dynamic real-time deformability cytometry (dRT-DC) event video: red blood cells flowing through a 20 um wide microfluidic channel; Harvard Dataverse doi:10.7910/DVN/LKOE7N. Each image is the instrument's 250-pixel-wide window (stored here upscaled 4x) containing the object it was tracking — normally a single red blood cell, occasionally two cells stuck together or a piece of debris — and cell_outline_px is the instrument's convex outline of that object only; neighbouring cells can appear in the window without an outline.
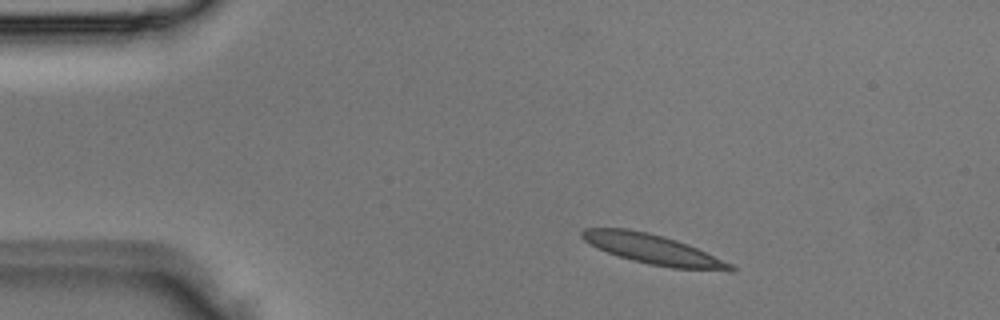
{"species": "Egyptian fruit bat (a non-hibernating species)", "species_latin": "Rousettus aegyptiacus", "temperature_condition": "room temperature", "stored_images_in_passage": 2, "camera_frame_rate_fps": 3000, "um_per_image_px": 0.085, "animal": {"sex": "male"}, "frame": {"image": 1, "passage_image": 1, "time_ms": 0.0, "image_size_px": [1000, 320], "cell_outline_px": [[736, 272], [728, 272], [672, 268], [648, 264], [632, 260], [596, 248], [584, 240], [580, 236], [580, 232], [584, 228], [628, 228], [648, 232], [664, 236], [688, 244], [732, 264], [736, 268]], "centroid_in_image_um": [55.55, 21.2], "position_along_channel_um": 29.5, "area_um2": 26.01}}